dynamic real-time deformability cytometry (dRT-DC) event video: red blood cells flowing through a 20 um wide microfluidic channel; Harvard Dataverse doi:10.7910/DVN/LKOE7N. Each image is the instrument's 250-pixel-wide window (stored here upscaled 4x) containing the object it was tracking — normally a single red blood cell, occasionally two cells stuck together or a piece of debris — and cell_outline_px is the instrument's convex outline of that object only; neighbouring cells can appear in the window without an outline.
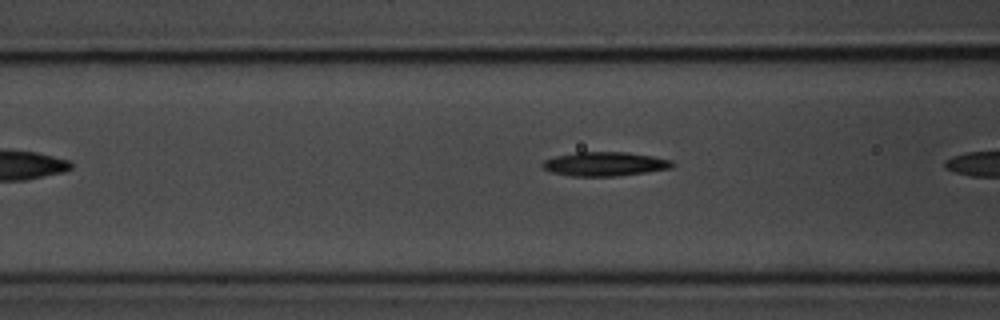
{"species": "common noctule bat (a hibernating species)", "species_latin": "Nyctalus noctula", "temperature_condition": "room temperature", "stored_images_in_passage": 7, "camera_frame_rate_fps": 3000, "um_per_image_px": 0.085, "animal": {"sex": "male", "body_mass_g": 20.1, "forearm_length_mm": 53.5}, "frame": {"image": 1, "passage_image": 6, "time_ms": 1.667, "image_size_px": [1000, 320], "cell_outline_px": [[676, 164], [672, 168], [648, 172], [616, 176], [572, 176], [552, 172], [544, 168], [540, 164], [544, 160], [556, 156], [576, 152], [628, 152], [652, 156], [672, 160]], "centroid_in_image_um": [51.45, 13.93], "position_along_channel_um": 115.2, "area_um2": 18.26}}